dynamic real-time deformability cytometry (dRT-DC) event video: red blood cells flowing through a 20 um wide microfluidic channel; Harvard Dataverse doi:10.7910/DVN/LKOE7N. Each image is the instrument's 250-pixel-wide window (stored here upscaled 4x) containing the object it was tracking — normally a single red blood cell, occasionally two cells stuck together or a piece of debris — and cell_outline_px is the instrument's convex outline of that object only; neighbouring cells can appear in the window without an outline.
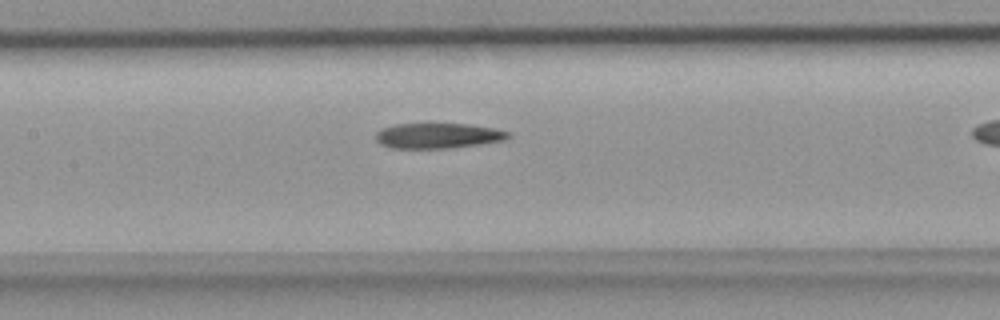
{"species": "common noctule bat (a hibernating species)", "species_latin": "Nyctalus noctula", "temperature_condition": "room temperature", "stored_images_in_passage": 7, "segment_of_instrument_passage": [1, 2], "camera_frame_rate_fps": 3000, "um_per_image_px": 0.085, "animal": {"sex": "female", "body_mass_g": 18.4}, "frame": {"image": 1, "passage_image": 6, "time_ms": 1.667, "image_size_px": [1000, 320], "cell_outline_px": [[508, 136], [504, 140], [480, 144], [448, 148], [392, 148], [380, 144], [376, 140], [376, 132], [384, 128], [396, 124], [432, 120], [468, 124], [496, 128], [508, 132]], "centroid_in_image_um": [37.18, 11.48], "position_along_channel_um": 170.2, "area_um2": 20.35}}